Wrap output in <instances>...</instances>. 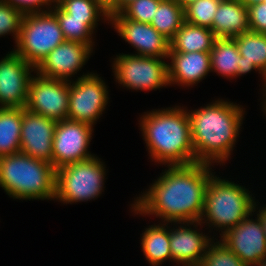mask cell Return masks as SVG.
I'll use <instances>...</instances> for the list:
<instances>
[{
	"label": "cell",
	"mask_w": 266,
	"mask_h": 266,
	"mask_svg": "<svg viewBox=\"0 0 266 266\" xmlns=\"http://www.w3.org/2000/svg\"><path fill=\"white\" fill-rule=\"evenodd\" d=\"M213 166L207 163L168 166L143 195L132 203L137 215H154L162 223L200 221Z\"/></svg>",
	"instance_id": "obj_1"
},
{
	"label": "cell",
	"mask_w": 266,
	"mask_h": 266,
	"mask_svg": "<svg viewBox=\"0 0 266 266\" xmlns=\"http://www.w3.org/2000/svg\"><path fill=\"white\" fill-rule=\"evenodd\" d=\"M238 105L218 99L201 108L187 110L197 162L224 164L231 158L245 114Z\"/></svg>",
	"instance_id": "obj_2"
},
{
	"label": "cell",
	"mask_w": 266,
	"mask_h": 266,
	"mask_svg": "<svg viewBox=\"0 0 266 266\" xmlns=\"http://www.w3.org/2000/svg\"><path fill=\"white\" fill-rule=\"evenodd\" d=\"M139 122L152 161L165 166L197 163L186 108L175 106L147 111Z\"/></svg>",
	"instance_id": "obj_3"
},
{
	"label": "cell",
	"mask_w": 266,
	"mask_h": 266,
	"mask_svg": "<svg viewBox=\"0 0 266 266\" xmlns=\"http://www.w3.org/2000/svg\"><path fill=\"white\" fill-rule=\"evenodd\" d=\"M0 187L19 200H55L56 169L24 153L0 156Z\"/></svg>",
	"instance_id": "obj_4"
},
{
	"label": "cell",
	"mask_w": 266,
	"mask_h": 266,
	"mask_svg": "<svg viewBox=\"0 0 266 266\" xmlns=\"http://www.w3.org/2000/svg\"><path fill=\"white\" fill-rule=\"evenodd\" d=\"M214 175L206 187L200 223L217 228L222 236L246 217L256 214L258 205L248 189Z\"/></svg>",
	"instance_id": "obj_5"
},
{
	"label": "cell",
	"mask_w": 266,
	"mask_h": 266,
	"mask_svg": "<svg viewBox=\"0 0 266 266\" xmlns=\"http://www.w3.org/2000/svg\"><path fill=\"white\" fill-rule=\"evenodd\" d=\"M106 166L96 155L56 170L55 200L66 204L97 199L104 192Z\"/></svg>",
	"instance_id": "obj_6"
},
{
	"label": "cell",
	"mask_w": 266,
	"mask_h": 266,
	"mask_svg": "<svg viewBox=\"0 0 266 266\" xmlns=\"http://www.w3.org/2000/svg\"><path fill=\"white\" fill-rule=\"evenodd\" d=\"M65 41L56 15L51 11L23 15L14 51L35 68Z\"/></svg>",
	"instance_id": "obj_7"
},
{
	"label": "cell",
	"mask_w": 266,
	"mask_h": 266,
	"mask_svg": "<svg viewBox=\"0 0 266 266\" xmlns=\"http://www.w3.org/2000/svg\"><path fill=\"white\" fill-rule=\"evenodd\" d=\"M113 60L116 82L127 89L152 91L170 85L164 58L122 53Z\"/></svg>",
	"instance_id": "obj_8"
},
{
	"label": "cell",
	"mask_w": 266,
	"mask_h": 266,
	"mask_svg": "<svg viewBox=\"0 0 266 266\" xmlns=\"http://www.w3.org/2000/svg\"><path fill=\"white\" fill-rule=\"evenodd\" d=\"M73 82V83H72ZM108 86L96 73H83L69 82V108L67 119L93 127L108 104Z\"/></svg>",
	"instance_id": "obj_9"
},
{
	"label": "cell",
	"mask_w": 266,
	"mask_h": 266,
	"mask_svg": "<svg viewBox=\"0 0 266 266\" xmlns=\"http://www.w3.org/2000/svg\"><path fill=\"white\" fill-rule=\"evenodd\" d=\"M93 130L86 123L69 119L57 121L52 143V165L56 170L95 156L88 151Z\"/></svg>",
	"instance_id": "obj_10"
},
{
	"label": "cell",
	"mask_w": 266,
	"mask_h": 266,
	"mask_svg": "<svg viewBox=\"0 0 266 266\" xmlns=\"http://www.w3.org/2000/svg\"><path fill=\"white\" fill-rule=\"evenodd\" d=\"M69 108V82L32 76L28 87L25 109L55 121L67 119Z\"/></svg>",
	"instance_id": "obj_11"
},
{
	"label": "cell",
	"mask_w": 266,
	"mask_h": 266,
	"mask_svg": "<svg viewBox=\"0 0 266 266\" xmlns=\"http://www.w3.org/2000/svg\"><path fill=\"white\" fill-rule=\"evenodd\" d=\"M33 71L14 50L0 60V107L25 108Z\"/></svg>",
	"instance_id": "obj_12"
},
{
	"label": "cell",
	"mask_w": 266,
	"mask_h": 266,
	"mask_svg": "<svg viewBox=\"0 0 266 266\" xmlns=\"http://www.w3.org/2000/svg\"><path fill=\"white\" fill-rule=\"evenodd\" d=\"M109 22L118 35L136 49L135 55L168 58L170 41L151 24L127 19L120 12L111 15Z\"/></svg>",
	"instance_id": "obj_13"
},
{
	"label": "cell",
	"mask_w": 266,
	"mask_h": 266,
	"mask_svg": "<svg viewBox=\"0 0 266 266\" xmlns=\"http://www.w3.org/2000/svg\"><path fill=\"white\" fill-rule=\"evenodd\" d=\"M246 217L220 238L246 266L258 263L266 257V236L257 216Z\"/></svg>",
	"instance_id": "obj_14"
},
{
	"label": "cell",
	"mask_w": 266,
	"mask_h": 266,
	"mask_svg": "<svg viewBox=\"0 0 266 266\" xmlns=\"http://www.w3.org/2000/svg\"><path fill=\"white\" fill-rule=\"evenodd\" d=\"M92 52L93 49L89 45L65 40L39 63L35 73L70 82V78L81 71Z\"/></svg>",
	"instance_id": "obj_15"
},
{
	"label": "cell",
	"mask_w": 266,
	"mask_h": 266,
	"mask_svg": "<svg viewBox=\"0 0 266 266\" xmlns=\"http://www.w3.org/2000/svg\"><path fill=\"white\" fill-rule=\"evenodd\" d=\"M57 121L22 108L20 152L52 163V143Z\"/></svg>",
	"instance_id": "obj_16"
},
{
	"label": "cell",
	"mask_w": 266,
	"mask_h": 266,
	"mask_svg": "<svg viewBox=\"0 0 266 266\" xmlns=\"http://www.w3.org/2000/svg\"><path fill=\"white\" fill-rule=\"evenodd\" d=\"M177 224L180 226L173 229L169 226L172 261L182 266H199L213 240L208 234L197 231L198 226L203 227L200 221L177 222ZM192 225L194 229L191 228Z\"/></svg>",
	"instance_id": "obj_17"
},
{
	"label": "cell",
	"mask_w": 266,
	"mask_h": 266,
	"mask_svg": "<svg viewBox=\"0 0 266 266\" xmlns=\"http://www.w3.org/2000/svg\"><path fill=\"white\" fill-rule=\"evenodd\" d=\"M169 84L193 86L211 72L210 52H169Z\"/></svg>",
	"instance_id": "obj_18"
},
{
	"label": "cell",
	"mask_w": 266,
	"mask_h": 266,
	"mask_svg": "<svg viewBox=\"0 0 266 266\" xmlns=\"http://www.w3.org/2000/svg\"><path fill=\"white\" fill-rule=\"evenodd\" d=\"M233 38L240 54L237 77L252 70L259 72L264 80L262 90L266 92V34L248 31Z\"/></svg>",
	"instance_id": "obj_19"
},
{
	"label": "cell",
	"mask_w": 266,
	"mask_h": 266,
	"mask_svg": "<svg viewBox=\"0 0 266 266\" xmlns=\"http://www.w3.org/2000/svg\"><path fill=\"white\" fill-rule=\"evenodd\" d=\"M210 29L217 38H233L250 31L247 6L240 0H222Z\"/></svg>",
	"instance_id": "obj_20"
},
{
	"label": "cell",
	"mask_w": 266,
	"mask_h": 266,
	"mask_svg": "<svg viewBox=\"0 0 266 266\" xmlns=\"http://www.w3.org/2000/svg\"><path fill=\"white\" fill-rule=\"evenodd\" d=\"M216 39L210 28L184 21L170 40L169 52H210Z\"/></svg>",
	"instance_id": "obj_21"
},
{
	"label": "cell",
	"mask_w": 266,
	"mask_h": 266,
	"mask_svg": "<svg viewBox=\"0 0 266 266\" xmlns=\"http://www.w3.org/2000/svg\"><path fill=\"white\" fill-rule=\"evenodd\" d=\"M170 223L148 226L141 236L143 254L151 266H160L166 260L172 262L170 252Z\"/></svg>",
	"instance_id": "obj_22"
},
{
	"label": "cell",
	"mask_w": 266,
	"mask_h": 266,
	"mask_svg": "<svg viewBox=\"0 0 266 266\" xmlns=\"http://www.w3.org/2000/svg\"><path fill=\"white\" fill-rule=\"evenodd\" d=\"M211 72L224 78H237L240 54L234 38H217L210 51Z\"/></svg>",
	"instance_id": "obj_23"
},
{
	"label": "cell",
	"mask_w": 266,
	"mask_h": 266,
	"mask_svg": "<svg viewBox=\"0 0 266 266\" xmlns=\"http://www.w3.org/2000/svg\"><path fill=\"white\" fill-rule=\"evenodd\" d=\"M53 6L50 10L56 15L65 40L84 43L94 49L92 34L95 33L94 30L100 19L71 18V15L66 13L57 3H54Z\"/></svg>",
	"instance_id": "obj_24"
},
{
	"label": "cell",
	"mask_w": 266,
	"mask_h": 266,
	"mask_svg": "<svg viewBox=\"0 0 266 266\" xmlns=\"http://www.w3.org/2000/svg\"><path fill=\"white\" fill-rule=\"evenodd\" d=\"M22 108L0 107V156L20 152Z\"/></svg>",
	"instance_id": "obj_25"
},
{
	"label": "cell",
	"mask_w": 266,
	"mask_h": 266,
	"mask_svg": "<svg viewBox=\"0 0 266 266\" xmlns=\"http://www.w3.org/2000/svg\"><path fill=\"white\" fill-rule=\"evenodd\" d=\"M184 23V9L174 0H161L150 23L169 41Z\"/></svg>",
	"instance_id": "obj_26"
},
{
	"label": "cell",
	"mask_w": 266,
	"mask_h": 266,
	"mask_svg": "<svg viewBox=\"0 0 266 266\" xmlns=\"http://www.w3.org/2000/svg\"><path fill=\"white\" fill-rule=\"evenodd\" d=\"M222 0H197L184 8V21L211 28L213 18Z\"/></svg>",
	"instance_id": "obj_27"
},
{
	"label": "cell",
	"mask_w": 266,
	"mask_h": 266,
	"mask_svg": "<svg viewBox=\"0 0 266 266\" xmlns=\"http://www.w3.org/2000/svg\"><path fill=\"white\" fill-rule=\"evenodd\" d=\"M57 4L70 14L71 18L102 19L109 23V15L94 0H60Z\"/></svg>",
	"instance_id": "obj_28"
},
{
	"label": "cell",
	"mask_w": 266,
	"mask_h": 266,
	"mask_svg": "<svg viewBox=\"0 0 266 266\" xmlns=\"http://www.w3.org/2000/svg\"><path fill=\"white\" fill-rule=\"evenodd\" d=\"M209 244L199 266H246L222 241Z\"/></svg>",
	"instance_id": "obj_29"
},
{
	"label": "cell",
	"mask_w": 266,
	"mask_h": 266,
	"mask_svg": "<svg viewBox=\"0 0 266 266\" xmlns=\"http://www.w3.org/2000/svg\"><path fill=\"white\" fill-rule=\"evenodd\" d=\"M161 0H132L120 13L127 19L150 24Z\"/></svg>",
	"instance_id": "obj_30"
},
{
	"label": "cell",
	"mask_w": 266,
	"mask_h": 266,
	"mask_svg": "<svg viewBox=\"0 0 266 266\" xmlns=\"http://www.w3.org/2000/svg\"><path fill=\"white\" fill-rule=\"evenodd\" d=\"M23 15L20 10L11 4L0 0V36L12 34L16 44L20 34Z\"/></svg>",
	"instance_id": "obj_31"
},
{
	"label": "cell",
	"mask_w": 266,
	"mask_h": 266,
	"mask_svg": "<svg viewBox=\"0 0 266 266\" xmlns=\"http://www.w3.org/2000/svg\"><path fill=\"white\" fill-rule=\"evenodd\" d=\"M247 10L250 31L266 34V3H255L248 6Z\"/></svg>",
	"instance_id": "obj_32"
},
{
	"label": "cell",
	"mask_w": 266,
	"mask_h": 266,
	"mask_svg": "<svg viewBox=\"0 0 266 266\" xmlns=\"http://www.w3.org/2000/svg\"><path fill=\"white\" fill-rule=\"evenodd\" d=\"M2 1L11 4L13 7L20 10L24 15L30 13L47 12L51 9L52 5L54 4L52 0H2ZM45 8L48 10H44Z\"/></svg>",
	"instance_id": "obj_33"
},
{
	"label": "cell",
	"mask_w": 266,
	"mask_h": 266,
	"mask_svg": "<svg viewBox=\"0 0 266 266\" xmlns=\"http://www.w3.org/2000/svg\"><path fill=\"white\" fill-rule=\"evenodd\" d=\"M101 8H103L109 17L116 13V0H94Z\"/></svg>",
	"instance_id": "obj_34"
},
{
	"label": "cell",
	"mask_w": 266,
	"mask_h": 266,
	"mask_svg": "<svg viewBox=\"0 0 266 266\" xmlns=\"http://www.w3.org/2000/svg\"><path fill=\"white\" fill-rule=\"evenodd\" d=\"M263 206L264 207H261L259 211H256V213L258 212L256 216L260 218L262 228L266 236V205H263Z\"/></svg>",
	"instance_id": "obj_35"
},
{
	"label": "cell",
	"mask_w": 266,
	"mask_h": 266,
	"mask_svg": "<svg viewBox=\"0 0 266 266\" xmlns=\"http://www.w3.org/2000/svg\"><path fill=\"white\" fill-rule=\"evenodd\" d=\"M132 0H116V13H119Z\"/></svg>",
	"instance_id": "obj_36"
},
{
	"label": "cell",
	"mask_w": 266,
	"mask_h": 266,
	"mask_svg": "<svg viewBox=\"0 0 266 266\" xmlns=\"http://www.w3.org/2000/svg\"><path fill=\"white\" fill-rule=\"evenodd\" d=\"M174 1L177 2L184 9L189 4L196 2L197 0H174Z\"/></svg>",
	"instance_id": "obj_37"
},
{
	"label": "cell",
	"mask_w": 266,
	"mask_h": 266,
	"mask_svg": "<svg viewBox=\"0 0 266 266\" xmlns=\"http://www.w3.org/2000/svg\"><path fill=\"white\" fill-rule=\"evenodd\" d=\"M242 1L247 7L253 5L255 3L263 2L264 0H240Z\"/></svg>",
	"instance_id": "obj_38"
},
{
	"label": "cell",
	"mask_w": 266,
	"mask_h": 266,
	"mask_svg": "<svg viewBox=\"0 0 266 266\" xmlns=\"http://www.w3.org/2000/svg\"><path fill=\"white\" fill-rule=\"evenodd\" d=\"M264 103L262 104L263 106V109H264V113L266 114V96H265V99L263 101Z\"/></svg>",
	"instance_id": "obj_39"
},
{
	"label": "cell",
	"mask_w": 266,
	"mask_h": 266,
	"mask_svg": "<svg viewBox=\"0 0 266 266\" xmlns=\"http://www.w3.org/2000/svg\"><path fill=\"white\" fill-rule=\"evenodd\" d=\"M53 3H58L60 0H52Z\"/></svg>",
	"instance_id": "obj_40"
}]
</instances>
